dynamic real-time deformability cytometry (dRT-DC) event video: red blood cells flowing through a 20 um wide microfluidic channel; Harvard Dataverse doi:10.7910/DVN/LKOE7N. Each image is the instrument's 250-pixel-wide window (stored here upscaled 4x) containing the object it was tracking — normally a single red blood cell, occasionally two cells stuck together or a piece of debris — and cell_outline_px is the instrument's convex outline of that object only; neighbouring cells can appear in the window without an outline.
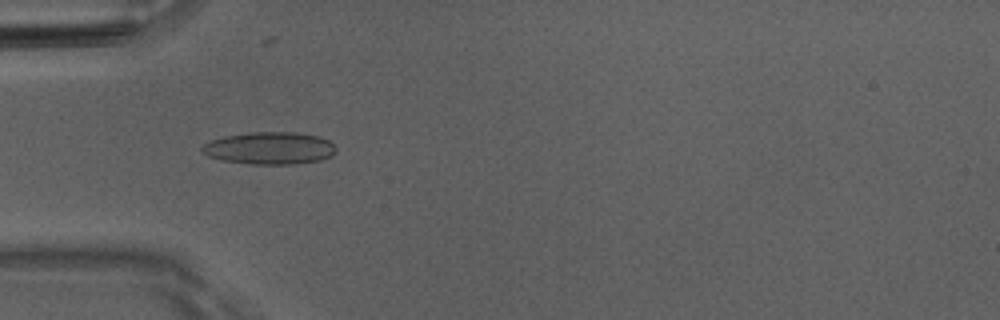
{"species": "Egyptian fruit bat (a non-hibernating species)", "species_latin": "Rousettus aegyptiacus", "temperature_condition": "room temperature", "stored_images_in_passage": 50, "camera_frame_rate_fps": 3000, "um_per_image_px": 0.085, "animal": {"sex": "male"}, "frame": {"image": 1, "passage_image": 15, "time_ms": 4.667, "image_size_px": [1000, 320], "cell_outline_px": [[336, 152], [332, 156], [320, 160], [296, 164], [248, 164], [224, 160], [208, 156], [200, 152], [200, 148], [204, 144], [212, 140], [224, 136], [252, 132], [296, 132], [320, 136], [328, 140], [336, 148]], "centroid_in_image_um": [22.93, 12.59], "position_along_channel_um": 62.1, "area_um2": 25.37}}
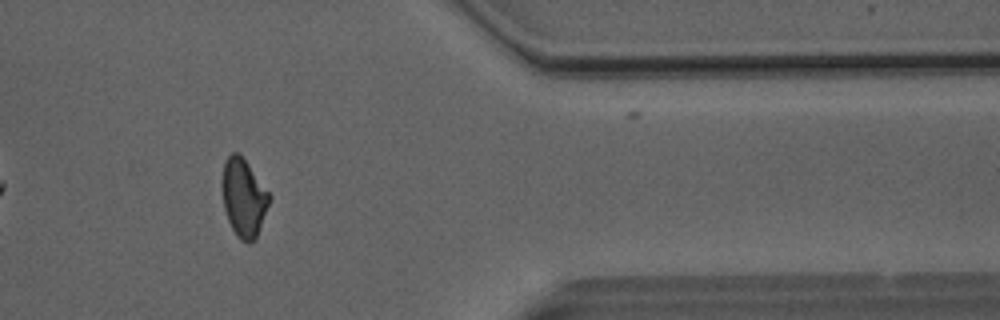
{"frame": {"image": 2, "passage_image": 41, "time_ms": 13.333, "image_size_px": [1000, 320], "cell_outline_px": [[272, 196], [256, 236], [248, 244], [240, 240], [236, 236], [228, 220], [224, 208], [224, 164], [228, 156], [232, 152], [236, 152], [248, 164]], "centroid_in_image_um": [20.74, 16.84], "position_along_channel_um": 390.7, "area_um2": 20.69}}
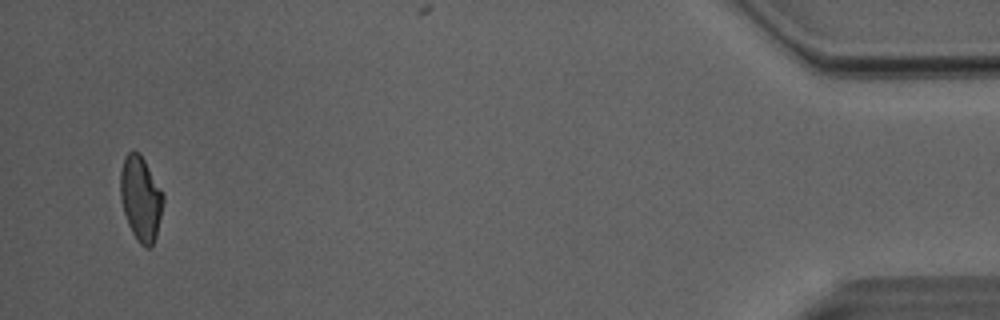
{"frame": {"image": 3, "passage_image": 48, "time_ms": 15.667, "image_size_px": [1000, 320], "cell_outline_px": [[164, 200], [156, 236], [152, 248], [144, 248], [140, 244], [132, 232], [128, 224], [124, 212], [120, 196], [120, 172], [124, 156], [128, 152], [140, 152], [160, 188], [164, 196]], "centroid_in_image_um": [11.95, 16.88], "position_along_channel_um": 423.2, "area_um2": 21.1}, "authors_computed_cell_mechanics": {"area_um2": 21.964, "velocity_mm_per_s": 4.0622, "shape_relaxation_time_tau1_ms": 8.2771, "shape_relaxation_time_tau2_ms": 1.8287, "deformation_change_tau1": 0.1921, "deformation_change_tau2": 0.0827}}